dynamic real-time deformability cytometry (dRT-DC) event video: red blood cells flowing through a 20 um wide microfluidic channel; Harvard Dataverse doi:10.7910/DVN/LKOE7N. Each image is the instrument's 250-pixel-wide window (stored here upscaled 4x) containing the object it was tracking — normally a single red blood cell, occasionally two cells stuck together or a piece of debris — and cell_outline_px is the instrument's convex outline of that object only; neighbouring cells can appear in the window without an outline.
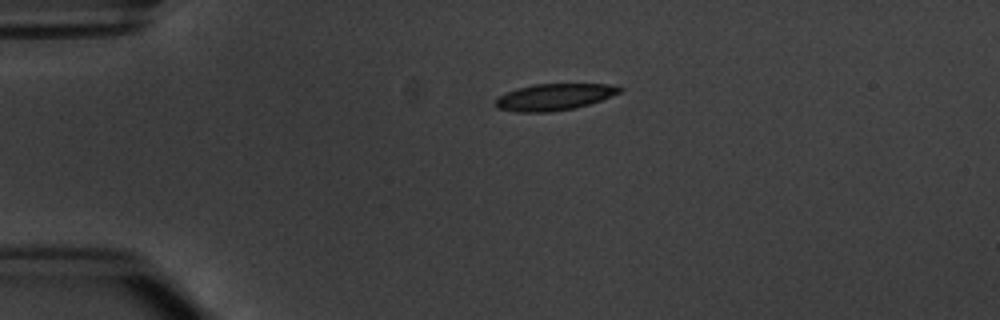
{"species": "common noctule bat (a hibernating species)", "species_latin": "Nyctalus noctula", "temperature_condition": "warm", "stored_images_in_passage": 3, "camera_frame_rate_fps": 3000, "um_per_image_px": 0.085, "animal": {"sex": "male", "body_mass_g": 20.1, "forearm_length_mm": 53.5}, "frame": {"image": 1, "passage_image": 1, "time_ms": 0.0, "image_size_px": [1000, 320], "cell_outline_px": [[624, 88], [620, 92], [600, 100], [576, 108], [548, 112], [516, 112], [496, 108], [496, 100], [500, 96], [508, 92], [520, 88], [536, 84], [608, 84]], "centroid_in_image_um": [47.11, 8.25], "position_along_channel_um": 37.9, "area_um2": 18.9}}
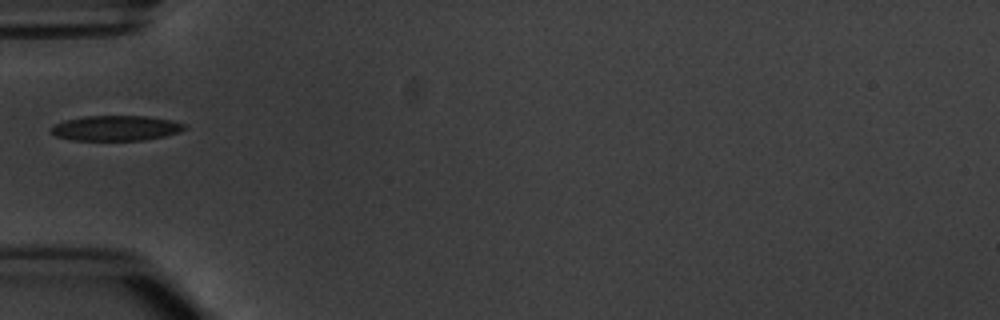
{"frame": {"image": 2, "passage_image": 3, "time_ms": 2.0, "image_size_px": [1000, 320], "cell_outline_px": [[184, 128], [180, 132], [164, 136], [144, 140], [72, 140], [56, 136], [48, 132], [48, 128], [64, 120], [84, 116], [148, 116], [172, 120], [184, 124]], "centroid_in_image_um": [9.8, 10.89], "position_along_channel_um": 75.2, "area_um2": 19.65}}